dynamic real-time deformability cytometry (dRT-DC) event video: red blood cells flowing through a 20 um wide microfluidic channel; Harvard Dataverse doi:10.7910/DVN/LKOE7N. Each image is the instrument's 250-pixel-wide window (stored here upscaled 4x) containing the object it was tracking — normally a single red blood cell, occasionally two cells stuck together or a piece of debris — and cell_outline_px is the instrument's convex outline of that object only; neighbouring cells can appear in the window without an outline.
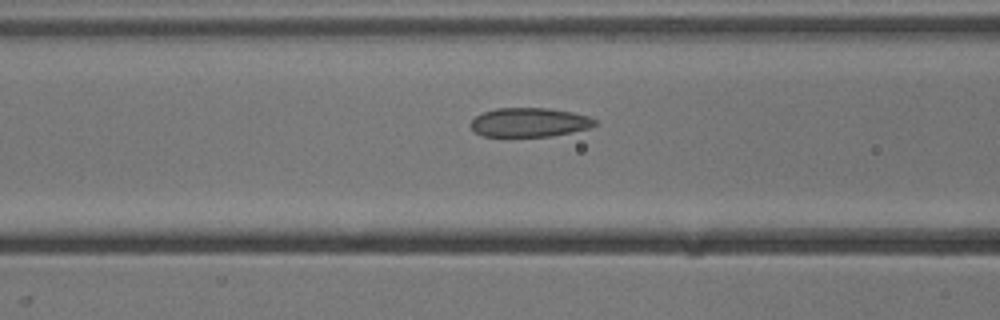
{"species": "common noctule bat (a hibernating species)", "species_latin": "Nyctalus noctula", "temperature_condition": "cold", "stored_images_in_passage": 13, "camera_frame_rate_fps": 3000, "um_per_image_px": 0.085, "animal": {"sex": "male", "body_mass_g": 13.3}, "frame": {"image": 1, "passage_image": 11, "time_ms": 3.333, "image_size_px": [1000, 320], "cell_outline_px": [[600, 124], [592, 128], [552, 136], [484, 136], [476, 132], [472, 128], [472, 120], [476, 116], [484, 112], [496, 108], [548, 108], [572, 112], [588, 116], [596, 120]], "centroid_in_image_um": [45.08, 10.4], "position_along_channel_um": 121.5, "area_um2": 21.04}}